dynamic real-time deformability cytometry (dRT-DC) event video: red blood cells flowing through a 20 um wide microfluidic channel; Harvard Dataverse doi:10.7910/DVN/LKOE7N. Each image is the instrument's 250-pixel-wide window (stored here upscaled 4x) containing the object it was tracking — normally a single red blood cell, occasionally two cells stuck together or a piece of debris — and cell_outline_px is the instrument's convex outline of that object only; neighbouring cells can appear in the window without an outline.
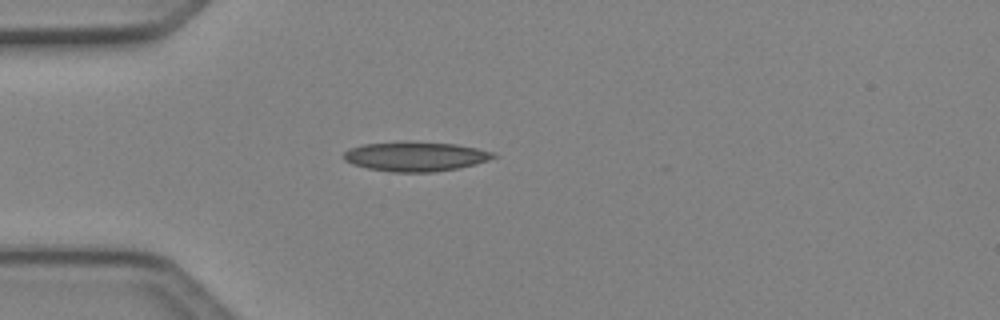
{"species": "Egyptian fruit bat (a non-hibernating species)", "species_latin": "Rousettus aegyptiacus", "temperature_condition": "cold", "stored_images_in_passage": 4, "camera_frame_rate_fps": 3000, "um_per_image_px": 0.085, "animal": {"sex": "female"}, "frame": {"image": 1, "passage_image": 3, "time_ms": 0.667, "image_size_px": [1000, 320], "cell_outline_px": [[500, 156], [488, 160], [460, 168], [436, 172], [392, 172], [368, 168], [352, 164], [344, 160], [344, 152], [348, 148], [364, 144], [456, 144], [476, 148], [492, 152]], "centroid_in_image_um": [35.34, 13.35], "position_along_channel_um": 49.7, "area_um2": 24.8}}